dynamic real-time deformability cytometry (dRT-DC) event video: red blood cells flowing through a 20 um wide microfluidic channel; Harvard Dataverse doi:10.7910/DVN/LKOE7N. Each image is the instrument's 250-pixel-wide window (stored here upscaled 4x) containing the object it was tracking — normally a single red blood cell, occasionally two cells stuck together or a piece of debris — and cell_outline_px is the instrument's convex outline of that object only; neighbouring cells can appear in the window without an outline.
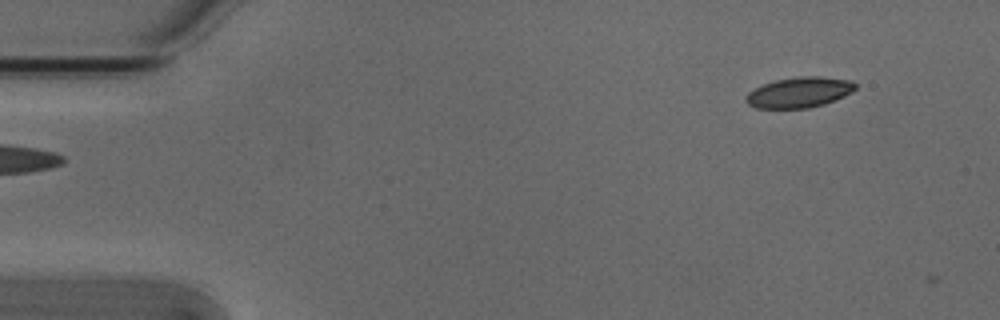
{"species": "Egyptian fruit bat (a non-hibernating species)", "species_latin": "Rousettus aegyptiacus", "temperature_condition": "cold", "stored_images_in_passage": 2, "camera_frame_rate_fps": 3000, "um_per_image_px": 0.085, "animal": {"sex": "male"}, "frame": {"image": 1, "passage_image": 2, "time_ms": 0.333, "image_size_px": [1000, 320], "cell_outline_px": [[856, 88], [852, 92], [844, 96], [824, 104], [808, 108], [756, 108], [748, 104], [744, 100], [744, 96], [748, 92], [764, 84], [776, 80], [800, 76], [820, 76], [852, 80], [856, 84]], "centroid_in_image_um": [67.94, 7.85], "position_along_channel_um": 17.1, "area_um2": 19.48}}